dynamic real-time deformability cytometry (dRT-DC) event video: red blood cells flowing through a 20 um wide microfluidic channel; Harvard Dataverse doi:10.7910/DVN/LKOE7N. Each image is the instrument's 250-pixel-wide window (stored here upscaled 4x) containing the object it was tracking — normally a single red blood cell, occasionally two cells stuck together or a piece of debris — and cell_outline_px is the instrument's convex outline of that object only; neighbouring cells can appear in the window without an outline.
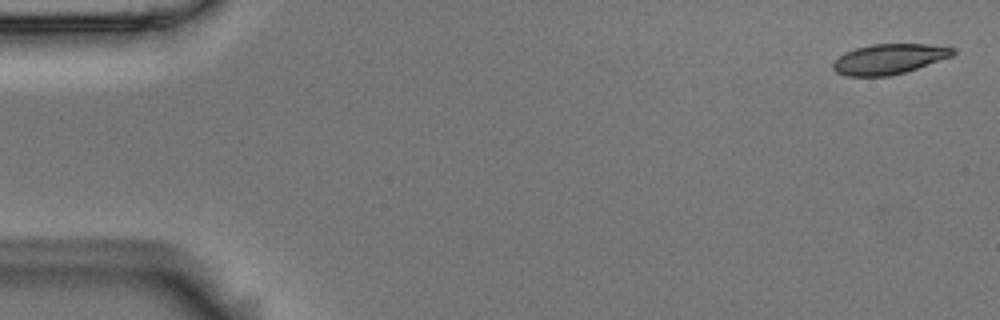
{"species": "Egyptian fruit bat (a non-hibernating species)", "species_latin": "Rousettus aegyptiacus", "temperature_condition": "room temperature", "stored_images_in_passage": 5, "camera_frame_rate_fps": 3000, "um_per_image_px": 0.085, "animal": {"sex": "male"}, "frame": {"image": 1, "passage_image": 1, "time_ms": 0.0, "image_size_px": [1000, 320], "cell_outline_px": [[956, 52], [952, 56], [904, 72], [888, 76], [848, 76], [836, 72], [832, 68], [832, 64], [844, 52], [856, 48], [872, 44], [928, 44], [956, 48]], "centroid_in_image_um": [75.56, 5.01], "position_along_channel_um": 9.4, "area_um2": 20.92}}
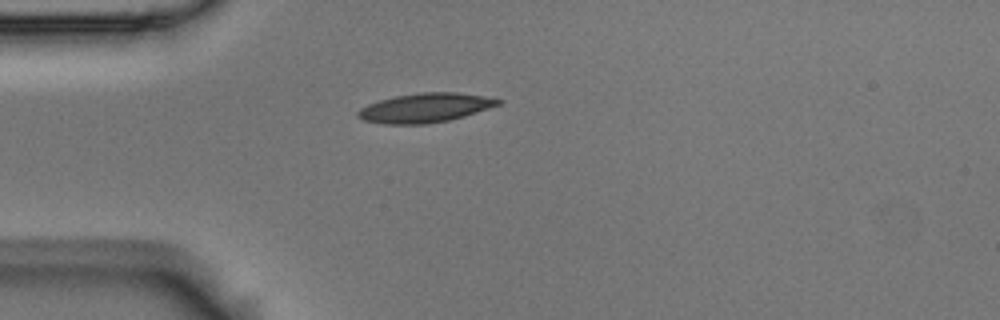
{"frame": {"image": 2, "passage_image": 5, "time_ms": 1.333, "image_size_px": [1000, 320], "cell_outline_px": [[500, 104], [464, 116], [448, 120], [424, 124], [384, 124], [364, 120], [356, 116], [356, 112], [360, 108], [368, 104], [380, 100], [396, 96], [420, 92], [456, 92], [484, 96], [500, 100]], "centroid_in_image_um": [36.09, 9.16], "position_along_channel_um": 48.9, "area_um2": 23.64}}